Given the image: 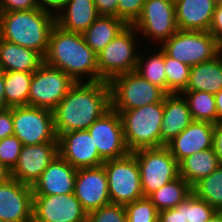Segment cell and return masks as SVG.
<instances>
[{
	"mask_svg": "<svg viewBox=\"0 0 222 222\" xmlns=\"http://www.w3.org/2000/svg\"><path fill=\"white\" fill-rule=\"evenodd\" d=\"M99 16L94 0H68L55 16V23L64 30L84 33Z\"/></svg>",
	"mask_w": 222,
	"mask_h": 222,
	"instance_id": "23",
	"label": "cell"
},
{
	"mask_svg": "<svg viewBox=\"0 0 222 222\" xmlns=\"http://www.w3.org/2000/svg\"><path fill=\"white\" fill-rule=\"evenodd\" d=\"M137 34V30L128 25L97 54L99 81L109 82L117 75L135 71L140 50L137 47L141 48Z\"/></svg>",
	"mask_w": 222,
	"mask_h": 222,
	"instance_id": "5",
	"label": "cell"
},
{
	"mask_svg": "<svg viewBox=\"0 0 222 222\" xmlns=\"http://www.w3.org/2000/svg\"><path fill=\"white\" fill-rule=\"evenodd\" d=\"M55 16L40 8L0 12V38L38 52L43 58Z\"/></svg>",
	"mask_w": 222,
	"mask_h": 222,
	"instance_id": "3",
	"label": "cell"
},
{
	"mask_svg": "<svg viewBox=\"0 0 222 222\" xmlns=\"http://www.w3.org/2000/svg\"><path fill=\"white\" fill-rule=\"evenodd\" d=\"M209 32L222 45V4L216 5Z\"/></svg>",
	"mask_w": 222,
	"mask_h": 222,
	"instance_id": "42",
	"label": "cell"
},
{
	"mask_svg": "<svg viewBox=\"0 0 222 222\" xmlns=\"http://www.w3.org/2000/svg\"><path fill=\"white\" fill-rule=\"evenodd\" d=\"M140 52L143 51H139L135 72H137L141 77H143L150 83L159 86L167 93L164 51L159 46V50L153 52L155 54L150 53V51H148L149 56L144 53L142 55L140 54Z\"/></svg>",
	"mask_w": 222,
	"mask_h": 222,
	"instance_id": "30",
	"label": "cell"
},
{
	"mask_svg": "<svg viewBox=\"0 0 222 222\" xmlns=\"http://www.w3.org/2000/svg\"><path fill=\"white\" fill-rule=\"evenodd\" d=\"M39 8V0H0V12Z\"/></svg>",
	"mask_w": 222,
	"mask_h": 222,
	"instance_id": "39",
	"label": "cell"
},
{
	"mask_svg": "<svg viewBox=\"0 0 222 222\" xmlns=\"http://www.w3.org/2000/svg\"><path fill=\"white\" fill-rule=\"evenodd\" d=\"M220 165L213 148L189 155L179 162V174L191 186L210 175Z\"/></svg>",
	"mask_w": 222,
	"mask_h": 222,
	"instance_id": "27",
	"label": "cell"
},
{
	"mask_svg": "<svg viewBox=\"0 0 222 222\" xmlns=\"http://www.w3.org/2000/svg\"><path fill=\"white\" fill-rule=\"evenodd\" d=\"M110 108L107 81L77 82L52 110L56 134L87 130Z\"/></svg>",
	"mask_w": 222,
	"mask_h": 222,
	"instance_id": "1",
	"label": "cell"
},
{
	"mask_svg": "<svg viewBox=\"0 0 222 222\" xmlns=\"http://www.w3.org/2000/svg\"><path fill=\"white\" fill-rule=\"evenodd\" d=\"M174 5L178 30L209 31L216 8L213 0H176Z\"/></svg>",
	"mask_w": 222,
	"mask_h": 222,
	"instance_id": "22",
	"label": "cell"
},
{
	"mask_svg": "<svg viewBox=\"0 0 222 222\" xmlns=\"http://www.w3.org/2000/svg\"><path fill=\"white\" fill-rule=\"evenodd\" d=\"M111 108L131 110L162 102L167 93L132 71L113 77L109 82Z\"/></svg>",
	"mask_w": 222,
	"mask_h": 222,
	"instance_id": "6",
	"label": "cell"
},
{
	"mask_svg": "<svg viewBox=\"0 0 222 222\" xmlns=\"http://www.w3.org/2000/svg\"><path fill=\"white\" fill-rule=\"evenodd\" d=\"M115 111L120 115L125 143L130 152L160 147L163 101L136 109Z\"/></svg>",
	"mask_w": 222,
	"mask_h": 222,
	"instance_id": "4",
	"label": "cell"
},
{
	"mask_svg": "<svg viewBox=\"0 0 222 222\" xmlns=\"http://www.w3.org/2000/svg\"><path fill=\"white\" fill-rule=\"evenodd\" d=\"M127 222H157L159 211L148 197L124 205Z\"/></svg>",
	"mask_w": 222,
	"mask_h": 222,
	"instance_id": "34",
	"label": "cell"
},
{
	"mask_svg": "<svg viewBox=\"0 0 222 222\" xmlns=\"http://www.w3.org/2000/svg\"><path fill=\"white\" fill-rule=\"evenodd\" d=\"M160 46L169 57L190 67L212 60L222 51L209 31L178 30Z\"/></svg>",
	"mask_w": 222,
	"mask_h": 222,
	"instance_id": "7",
	"label": "cell"
},
{
	"mask_svg": "<svg viewBox=\"0 0 222 222\" xmlns=\"http://www.w3.org/2000/svg\"><path fill=\"white\" fill-rule=\"evenodd\" d=\"M87 222H127L124 205L109 203L88 213Z\"/></svg>",
	"mask_w": 222,
	"mask_h": 222,
	"instance_id": "36",
	"label": "cell"
},
{
	"mask_svg": "<svg viewBox=\"0 0 222 222\" xmlns=\"http://www.w3.org/2000/svg\"><path fill=\"white\" fill-rule=\"evenodd\" d=\"M111 203L126 205L144 197L136 157L130 152L119 159L105 160Z\"/></svg>",
	"mask_w": 222,
	"mask_h": 222,
	"instance_id": "9",
	"label": "cell"
},
{
	"mask_svg": "<svg viewBox=\"0 0 222 222\" xmlns=\"http://www.w3.org/2000/svg\"><path fill=\"white\" fill-rule=\"evenodd\" d=\"M216 5L222 4V0H213Z\"/></svg>",
	"mask_w": 222,
	"mask_h": 222,
	"instance_id": "50",
	"label": "cell"
},
{
	"mask_svg": "<svg viewBox=\"0 0 222 222\" xmlns=\"http://www.w3.org/2000/svg\"><path fill=\"white\" fill-rule=\"evenodd\" d=\"M213 149L216 152L219 163L222 164V122L214 126Z\"/></svg>",
	"mask_w": 222,
	"mask_h": 222,
	"instance_id": "45",
	"label": "cell"
},
{
	"mask_svg": "<svg viewBox=\"0 0 222 222\" xmlns=\"http://www.w3.org/2000/svg\"><path fill=\"white\" fill-rule=\"evenodd\" d=\"M77 169L59 154L32 186L33 195H63L74 192Z\"/></svg>",
	"mask_w": 222,
	"mask_h": 222,
	"instance_id": "20",
	"label": "cell"
},
{
	"mask_svg": "<svg viewBox=\"0 0 222 222\" xmlns=\"http://www.w3.org/2000/svg\"><path fill=\"white\" fill-rule=\"evenodd\" d=\"M222 89V51L212 60L191 67L184 91H205L216 94Z\"/></svg>",
	"mask_w": 222,
	"mask_h": 222,
	"instance_id": "25",
	"label": "cell"
},
{
	"mask_svg": "<svg viewBox=\"0 0 222 222\" xmlns=\"http://www.w3.org/2000/svg\"><path fill=\"white\" fill-rule=\"evenodd\" d=\"M22 146V142L15 135L1 139L0 163L12 171L18 162Z\"/></svg>",
	"mask_w": 222,
	"mask_h": 222,
	"instance_id": "37",
	"label": "cell"
},
{
	"mask_svg": "<svg viewBox=\"0 0 222 222\" xmlns=\"http://www.w3.org/2000/svg\"><path fill=\"white\" fill-rule=\"evenodd\" d=\"M87 217L74 193L33 195L32 222H87Z\"/></svg>",
	"mask_w": 222,
	"mask_h": 222,
	"instance_id": "14",
	"label": "cell"
},
{
	"mask_svg": "<svg viewBox=\"0 0 222 222\" xmlns=\"http://www.w3.org/2000/svg\"><path fill=\"white\" fill-rule=\"evenodd\" d=\"M217 210L193 193L184 200L185 222H207Z\"/></svg>",
	"mask_w": 222,
	"mask_h": 222,
	"instance_id": "35",
	"label": "cell"
},
{
	"mask_svg": "<svg viewBox=\"0 0 222 222\" xmlns=\"http://www.w3.org/2000/svg\"><path fill=\"white\" fill-rule=\"evenodd\" d=\"M216 111H217V123L222 122V89L215 95Z\"/></svg>",
	"mask_w": 222,
	"mask_h": 222,
	"instance_id": "47",
	"label": "cell"
},
{
	"mask_svg": "<svg viewBox=\"0 0 222 222\" xmlns=\"http://www.w3.org/2000/svg\"><path fill=\"white\" fill-rule=\"evenodd\" d=\"M131 153L138 162L144 197L180 176L179 163L166 146L142 148Z\"/></svg>",
	"mask_w": 222,
	"mask_h": 222,
	"instance_id": "8",
	"label": "cell"
},
{
	"mask_svg": "<svg viewBox=\"0 0 222 222\" xmlns=\"http://www.w3.org/2000/svg\"><path fill=\"white\" fill-rule=\"evenodd\" d=\"M58 154L74 168L102 166L104 159L88 130H75L57 135Z\"/></svg>",
	"mask_w": 222,
	"mask_h": 222,
	"instance_id": "15",
	"label": "cell"
},
{
	"mask_svg": "<svg viewBox=\"0 0 222 222\" xmlns=\"http://www.w3.org/2000/svg\"><path fill=\"white\" fill-rule=\"evenodd\" d=\"M214 126L210 122L193 120L166 147L179 163L189 155L213 148Z\"/></svg>",
	"mask_w": 222,
	"mask_h": 222,
	"instance_id": "19",
	"label": "cell"
},
{
	"mask_svg": "<svg viewBox=\"0 0 222 222\" xmlns=\"http://www.w3.org/2000/svg\"><path fill=\"white\" fill-rule=\"evenodd\" d=\"M159 222H185L184 201L173 209H166L159 212Z\"/></svg>",
	"mask_w": 222,
	"mask_h": 222,
	"instance_id": "40",
	"label": "cell"
},
{
	"mask_svg": "<svg viewBox=\"0 0 222 222\" xmlns=\"http://www.w3.org/2000/svg\"><path fill=\"white\" fill-rule=\"evenodd\" d=\"M67 1L68 0H39V8L56 16Z\"/></svg>",
	"mask_w": 222,
	"mask_h": 222,
	"instance_id": "44",
	"label": "cell"
},
{
	"mask_svg": "<svg viewBox=\"0 0 222 222\" xmlns=\"http://www.w3.org/2000/svg\"><path fill=\"white\" fill-rule=\"evenodd\" d=\"M57 155L58 142L23 145L11 176L32 187Z\"/></svg>",
	"mask_w": 222,
	"mask_h": 222,
	"instance_id": "18",
	"label": "cell"
},
{
	"mask_svg": "<svg viewBox=\"0 0 222 222\" xmlns=\"http://www.w3.org/2000/svg\"><path fill=\"white\" fill-rule=\"evenodd\" d=\"M14 134L23 145L58 142L53 111L34 106L12 107Z\"/></svg>",
	"mask_w": 222,
	"mask_h": 222,
	"instance_id": "10",
	"label": "cell"
},
{
	"mask_svg": "<svg viewBox=\"0 0 222 222\" xmlns=\"http://www.w3.org/2000/svg\"><path fill=\"white\" fill-rule=\"evenodd\" d=\"M143 42L161 45L178 31L175 20V5L172 0H145L140 16L132 24ZM148 37V38H147ZM156 40V41H155ZM155 41V42H154Z\"/></svg>",
	"mask_w": 222,
	"mask_h": 222,
	"instance_id": "11",
	"label": "cell"
},
{
	"mask_svg": "<svg viewBox=\"0 0 222 222\" xmlns=\"http://www.w3.org/2000/svg\"><path fill=\"white\" fill-rule=\"evenodd\" d=\"M44 63L62 70L76 83L99 81L97 54L86 44L83 34L57 24L50 33Z\"/></svg>",
	"mask_w": 222,
	"mask_h": 222,
	"instance_id": "2",
	"label": "cell"
},
{
	"mask_svg": "<svg viewBox=\"0 0 222 222\" xmlns=\"http://www.w3.org/2000/svg\"><path fill=\"white\" fill-rule=\"evenodd\" d=\"M145 0H118L117 18L132 25L140 16Z\"/></svg>",
	"mask_w": 222,
	"mask_h": 222,
	"instance_id": "38",
	"label": "cell"
},
{
	"mask_svg": "<svg viewBox=\"0 0 222 222\" xmlns=\"http://www.w3.org/2000/svg\"><path fill=\"white\" fill-rule=\"evenodd\" d=\"M75 83L62 70L43 63L33 72L28 106L53 110Z\"/></svg>",
	"mask_w": 222,
	"mask_h": 222,
	"instance_id": "12",
	"label": "cell"
},
{
	"mask_svg": "<svg viewBox=\"0 0 222 222\" xmlns=\"http://www.w3.org/2000/svg\"><path fill=\"white\" fill-rule=\"evenodd\" d=\"M192 193L217 211H222V164L210 175L195 183Z\"/></svg>",
	"mask_w": 222,
	"mask_h": 222,
	"instance_id": "32",
	"label": "cell"
},
{
	"mask_svg": "<svg viewBox=\"0 0 222 222\" xmlns=\"http://www.w3.org/2000/svg\"><path fill=\"white\" fill-rule=\"evenodd\" d=\"M192 194V186L183 178L178 177L154 191L148 196L152 204L160 212L173 209Z\"/></svg>",
	"mask_w": 222,
	"mask_h": 222,
	"instance_id": "28",
	"label": "cell"
},
{
	"mask_svg": "<svg viewBox=\"0 0 222 222\" xmlns=\"http://www.w3.org/2000/svg\"><path fill=\"white\" fill-rule=\"evenodd\" d=\"M127 26L115 16L100 15L82 34L86 44L98 54Z\"/></svg>",
	"mask_w": 222,
	"mask_h": 222,
	"instance_id": "26",
	"label": "cell"
},
{
	"mask_svg": "<svg viewBox=\"0 0 222 222\" xmlns=\"http://www.w3.org/2000/svg\"><path fill=\"white\" fill-rule=\"evenodd\" d=\"M44 63L36 51L0 38V67L2 72H34Z\"/></svg>",
	"mask_w": 222,
	"mask_h": 222,
	"instance_id": "24",
	"label": "cell"
},
{
	"mask_svg": "<svg viewBox=\"0 0 222 222\" xmlns=\"http://www.w3.org/2000/svg\"><path fill=\"white\" fill-rule=\"evenodd\" d=\"M10 107L6 103L4 94V72L0 74V111L9 109Z\"/></svg>",
	"mask_w": 222,
	"mask_h": 222,
	"instance_id": "46",
	"label": "cell"
},
{
	"mask_svg": "<svg viewBox=\"0 0 222 222\" xmlns=\"http://www.w3.org/2000/svg\"><path fill=\"white\" fill-rule=\"evenodd\" d=\"M73 193L87 214L111 203L104 167L77 169Z\"/></svg>",
	"mask_w": 222,
	"mask_h": 222,
	"instance_id": "17",
	"label": "cell"
},
{
	"mask_svg": "<svg viewBox=\"0 0 222 222\" xmlns=\"http://www.w3.org/2000/svg\"><path fill=\"white\" fill-rule=\"evenodd\" d=\"M207 222H222V211H216Z\"/></svg>",
	"mask_w": 222,
	"mask_h": 222,
	"instance_id": "49",
	"label": "cell"
},
{
	"mask_svg": "<svg viewBox=\"0 0 222 222\" xmlns=\"http://www.w3.org/2000/svg\"><path fill=\"white\" fill-rule=\"evenodd\" d=\"M33 72H4V94L7 105L28 106V96Z\"/></svg>",
	"mask_w": 222,
	"mask_h": 222,
	"instance_id": "29",
	"label": "cell"
},
{
	"mask_svg": "<svg viewBox=\"0 0 222 222\" xmlns=\"http://www.w3.org/2000/svg\"><path fill=\"white\" fill-rule=\"evenodd\" d=\"M12 178L11 170L8 169L5 165L0 163V184L7 182Z\"/></svg>",
	"mask_w": 222,
	"mask_h": 222,
	"instance_id": "48",
	"label": "cell"
},
{
	"mask_svg": "<svg viewBox=\"0 0 222 222\" xmlns=\"http://www.w3.org/2000/svg\"><path fill=\"white\" fill-rule=\"evenodd\" d=\"M14 134V123L12 119V107L0 111V140Z\"/></svg>",
	"mask_w": 222,
	"mask_h": 222,
	"instance_id": "41",
	"label": "cell"
},
{
	"mask_svg": "<svg viewBox=\"0 0 222 222\" xmlns=\"http://www.w3.org/2000/svg\"><path fill=\"white\" fill-rule=\"evenodd\" d=\"M87 130L104 160L119 159L130 153L125 143L120 115L114 109L110 108Z\"/></svg>",
	"mask_w": 222,
	"mask_h": 222,
	"instance_id": "13",
	"label": "cell"
},
{
	"mask_svg": "<svg viewBox=\"0 0 222 222\" xmlns=\"http://www.w3.org/2000/svg\"><path fill=\"white\" fill-rule=\"evenodd\" d=\"M99 15L117 17L118 0H94Z\"/></svg>",
	"mask_w": 222,
	"mask_h": 222,
	"instance_id": "43",
	"label": "cell"
},
{
	"mask_svg": "<svg viewBox=\"0 0 222 222\" xmlns=\"http://www.w3.org/2000/svg\"><path fill=\"white\" fill-rule=\"evenodd\" d=\"M192 121L193 118L184 97L179 93L167 94L163 99L160 147L166 146Z\"/></svg>",
	"mask_w": 222,
	"mask_h": 222,
	"instance_id": "21",
	"label": "cell"
},
{
	"mask_svg": "<svg viewBox=\"0 0 222 222\" xmlns=\"http://www.w3.org/2000/svg\"><path fill=\"white\" fill-rule=\"evenodd\" d=\"M167 94L181 93L187 87L191 67L169 57L164 52Z\"/></svg>",
	"mask_w": 222,
	"mask_h": 222,
	"instance_id": "33",
	"label": "cell"
},
{
	"mask_svg": "<svg viewBox=\"0 0 222 222\" xmlns=\"http://www.w3.org/2000/svg\"><path fill=\"white\" fill-rule=\"evenodd\" d=\"M180 94L186 100L193 120L217 124L214 94L205 91H183Z\"/></svg>",
	"mask_w": 222,
	"mask_h": 222,
	"instance_id": "31",
	"label": "cell"
},
{
	"mask_svg": "<svg viewBox=\"0 0 222 222\" xmlns=\"http://www.w3.org/2000/svg\"><path fill=\"white\" fill-rule=\"evenodd\" d=\"M32 187L11 178L0 184V222H32Z\"/></svg>",
	"mask_w": 222,
	"mask_h": 222,
	"instance_id": "16",
	"label": "cell"
}]
</instances>
